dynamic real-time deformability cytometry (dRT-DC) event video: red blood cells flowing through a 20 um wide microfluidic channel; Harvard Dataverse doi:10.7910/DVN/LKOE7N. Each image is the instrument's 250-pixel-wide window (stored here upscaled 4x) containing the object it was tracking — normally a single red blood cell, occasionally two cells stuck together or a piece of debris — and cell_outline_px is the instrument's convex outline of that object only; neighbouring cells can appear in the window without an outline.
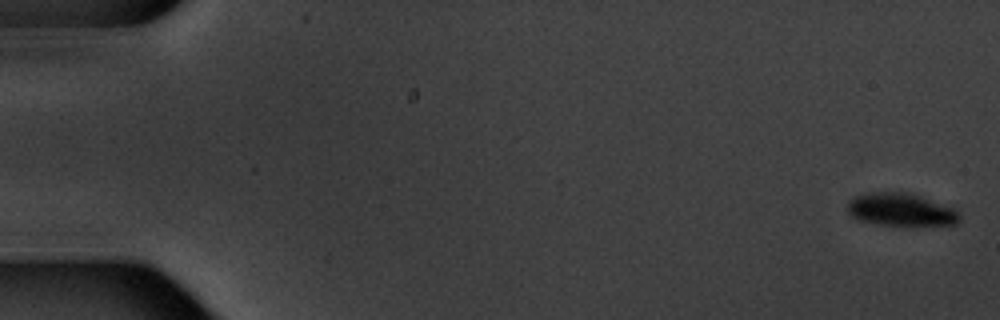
{"species": "common noctule bat (a hibernating species)", "species_latin": "Nyctalus noctula", "temperature_condition": "warm", "stored_images_in_passage": 8, "camera_frame_rate_fps": 3000, "um_per_image_px": 0.085, "animal": {"sex": "male", "body_mass_g": 20.1, "forearm_length_mm": 53.5}, "frame": {"image": 1, "passage_image": 1, "time_ms": 0.0, "image_size_px": [1000, 320], "cell_outline_px": [[960, 220], [956, 224], [920, 228], [908, 228], [876, 224], [860, 220], [852, 216], [848, 212], [848, 200], [852, 196], [864, 192], [912, 192], [952, 208], [960, 212]], "centroid_in_image_um": [76.6, 17.86], "position_along_channel_um": 8.4, "area_um2": 22.6}}
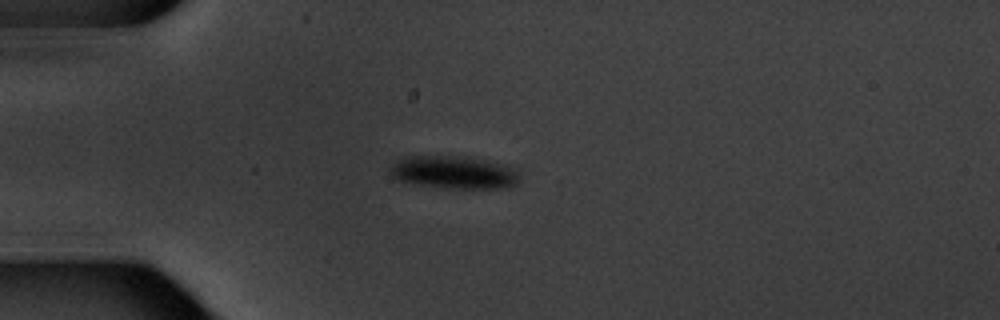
{"frame": {"image": 2, "passage_image": 5, "time_ms": 5.0, "image_size_px": [1000, 320], "cell_outline_px": [[520, 180], [516, 184], [508, 188], [444, 188], [396, 180], [388, 172], [388, 168], [396, 160], [404, 156], [456, 156], [488, 160], [504, 164], [516, 168], [520, 176]], "centroid_in_image_um": [38.59, 14.64], "position_along_channel_um": 46.4, "area_um2": 25.09}}